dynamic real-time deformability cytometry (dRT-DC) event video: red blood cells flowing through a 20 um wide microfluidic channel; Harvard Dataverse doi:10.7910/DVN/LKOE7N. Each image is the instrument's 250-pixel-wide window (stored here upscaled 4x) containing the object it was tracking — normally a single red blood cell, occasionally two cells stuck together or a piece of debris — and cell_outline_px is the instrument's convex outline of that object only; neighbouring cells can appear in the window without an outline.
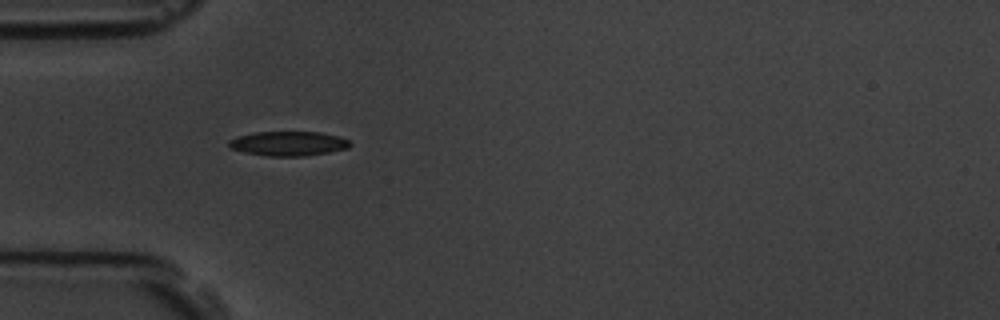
{"species": "common noctule bat (a hibernating species)", "species_latin": "Nyctalus noctula", "temperature_condition": "room temperature", "stored_images_in_passage": 32, "camera_frame_rate_fps": 3000, "um_per_image_px": 0.085, "animal": {"sex": "male", "body_mass_g": 19.5, "forearm_length_mm": 54.6}, "frame": {"image": 1, "passage_image": 1, "time_ms": 0.0, "image_size_px": [1000, 320], "cell_outline_px": [[352, 144], [348, 148], [328, 152], [304, 156], [268, 156], [244, 152], [228, 148], [228, 140], [236, 136], [256, 132], [320, 132], [340, 136], [348, 140]], "centroid_in_image_um": [24.48, 12.2], "position_along_channel_um": 60.5, "area_um2": 17.4}}
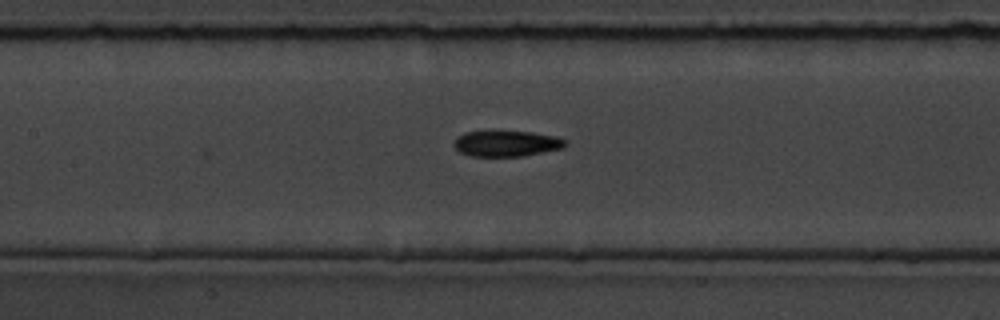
{"frame": {"image": 2, "passage_image": 10, "time_ms": 3.0, "image_size_px": [1000, 320], "cell_outline_px": [[568, 144], [564, 148], [520, 156], [472, 156], [460, 152], [452, 144], [456, 136], [464, 132], [488, 128], [496, 128], [532, 132], [556, 136], [564, 140]], "centroid_in_image_um": [42.98, 12.13], "position_along_channel_um": 164.4, "area_um2": 17.69}}
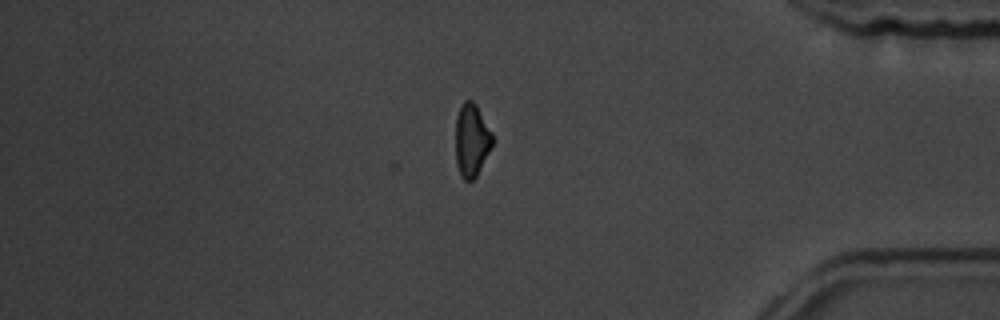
{"frame": {"image": 3, "passage_image": 32, "time_ms": 10.333, "image_size_px": [1000, 320], "cell_outline_px": [[496, 140], [476, 176], [472, 180], [464, 180], [460, 176], [456, 164], [456, 116], [460, 104], [464, 100], [472, 100], [476, 104], [492, 132]], "centroid_in_image_um": [40.1, 11.9], "position_along_channel_um": 395.1, "area_um2": 16.01}, "authors_computed_cell_mechanics": {"area_um2": 16.9643, "velocity_mm_per_s": 3.5422, "shape_relaxation_time_tau1_ms": 3.5929, "shape_relaxation_time_tau2_ms": 7.0536, "deformation_change_tau1": 0.1093, "deformation_change_tau2": 0.136}}